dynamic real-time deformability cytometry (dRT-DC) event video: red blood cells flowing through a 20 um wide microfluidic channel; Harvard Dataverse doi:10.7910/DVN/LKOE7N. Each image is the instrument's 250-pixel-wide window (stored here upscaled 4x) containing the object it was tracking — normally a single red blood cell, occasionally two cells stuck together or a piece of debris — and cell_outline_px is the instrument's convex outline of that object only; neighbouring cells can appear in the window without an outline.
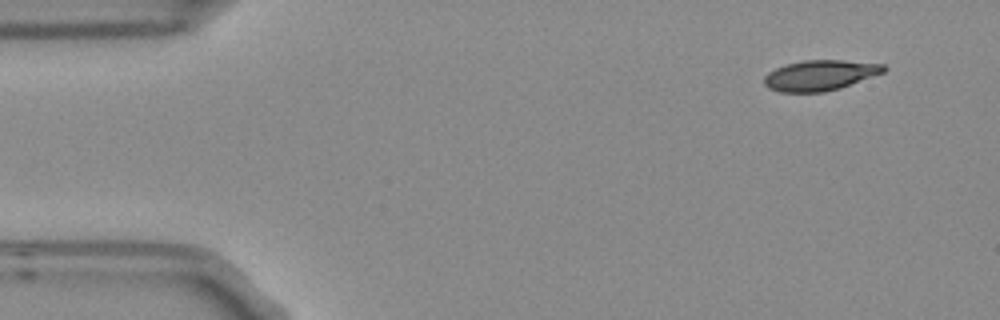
{"species": "Egyptian fruit bat (a non-hibernating species)", "species_latin": "Rousettus aegyptiacus", "temperature_condition": "room temperature", "stored_images_in_passage": 4, "camera_frame_rate_fps": 3000, "um_per_image_px": 0.085, "frame": {"image": 1, "passage_image": 1, "time_ms": 0.0, "image_size_px": [1000, 320], "cell_outline_px": [[888, 68], [884, 72], [840, 88], [824, 92], [780, 92], [768, 88], [764, 84], [764, 76], [768, 72], [784, 64], [804, 60], [840, 60], [884, 64]], "centroid_in_image_um": [69.68, 6.4], "position_along_channel_um": 15.3, "area_um2": 21.21}}
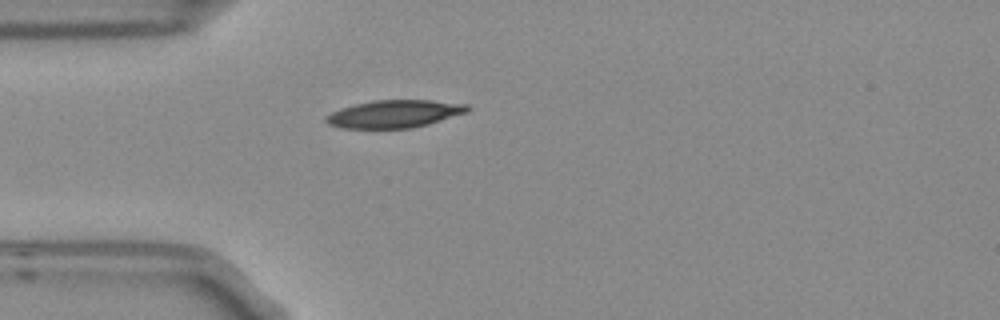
{"frame": {"image": 2, "passage_image": 4, "time_ms": 1.0, "image_size_px": [1000, 320], "cell_outline_px": [[472, 108], [468, 112], [428, 124], [412, 128], [340, 128], [328, 124], [324, 120], [324, 116], [340, 108], [372, 100], [432, 100], [468, 104]], "centroid_in_image_um": [33.53, 9.67], "position_along_channel_um": 51.5, "area_um2": 22.95}}